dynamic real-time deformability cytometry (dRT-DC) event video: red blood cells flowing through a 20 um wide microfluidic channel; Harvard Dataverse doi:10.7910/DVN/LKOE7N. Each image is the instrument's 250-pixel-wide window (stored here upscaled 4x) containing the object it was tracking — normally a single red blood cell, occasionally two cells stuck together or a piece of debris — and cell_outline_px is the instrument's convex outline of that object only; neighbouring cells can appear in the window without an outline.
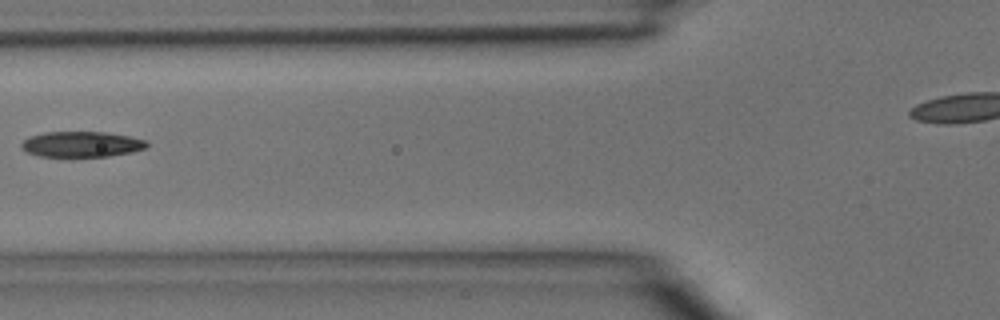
{"species": "common noctule bat (a hibernating species)", "species_latin": "Nyctalus noctula", "temperature_condition": "room temperature", "stored_images_in_passage": 3, "camera_frame_rate_fps": 3000, "um_per_image_px": 0.085, "animal": {"sex": "male", "body_mass_g": 15.6}, "frame": {"image": 1, "passage_image": 3, "time_ms": 0.667, "image_size_px": [1000, 320], "cell_outline_px": [[148, 144], [144, 148], [132, 152], [108, 156], [40, 156], [28, 152], [20, 148], [20, 144], [28, 136], [44, 132], [104, 132], [128, 136], [144, 140]], "centroid_in_image_um": [6.88, 12.25], "position_along_channel_um": 118.9, "area_um2": 18.5}}